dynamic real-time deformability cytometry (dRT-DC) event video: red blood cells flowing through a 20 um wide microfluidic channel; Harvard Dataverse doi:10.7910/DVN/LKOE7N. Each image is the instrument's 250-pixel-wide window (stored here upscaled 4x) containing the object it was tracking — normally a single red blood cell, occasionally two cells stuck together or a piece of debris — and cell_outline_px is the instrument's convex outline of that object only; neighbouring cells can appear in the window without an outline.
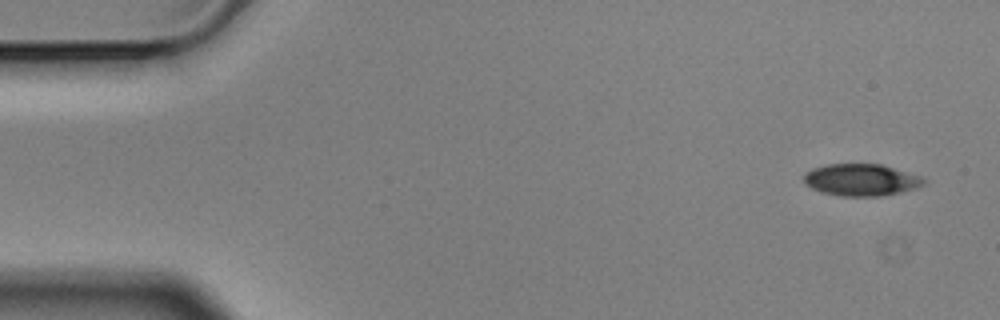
{"species": "Egyptian fruit bat (a non-hibernating species)", "species_latin": "Rousettus aegyptiacus", "temperature_condition": "cold", "stored_images_in_passage": 7, "camera_frame_rate_fps": 3000, "um_per_image_px": 0.085, "animal": {"sex": "male"}, "frame": {"image": 1, "passage_image": 1, "time_ms": 0.0, "image_size_px": [1000, 320], "cell_outline_px": [[928, 180], [924, 184], [916, 188], [900, 192], [880, 196], [840, 196], [820, 192], [804, 184], [804, 172], [812, 168], [828, 164], [880, 164], [924, 176]], "centroid_in_image_um": [73.21, 15.29], "position_along_channel_um": 11.8, "area_um2": 22.6}}
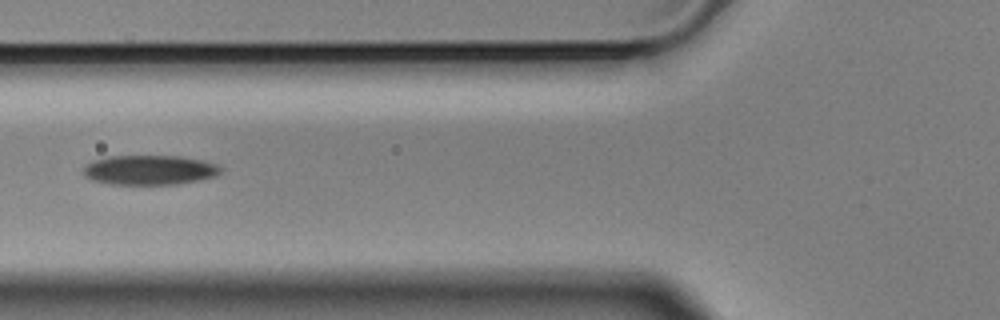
{"frame": {"image": 2, "passage_image": 6, "time_ms": 1.667, "image_size_px": [1000, 320], "cell_outline_px": [[224, 168], [216, 176], [176, 184], [112, 184], [92, 180], [84, 176], [84, 168], [92, 160], [108, 156], [180, 156], [204, 160], [216, 164]], "centroid_in_image_um": [12.73, 14.44], "position_along_channel_um": 113.1, "area_um2": 23.7}}
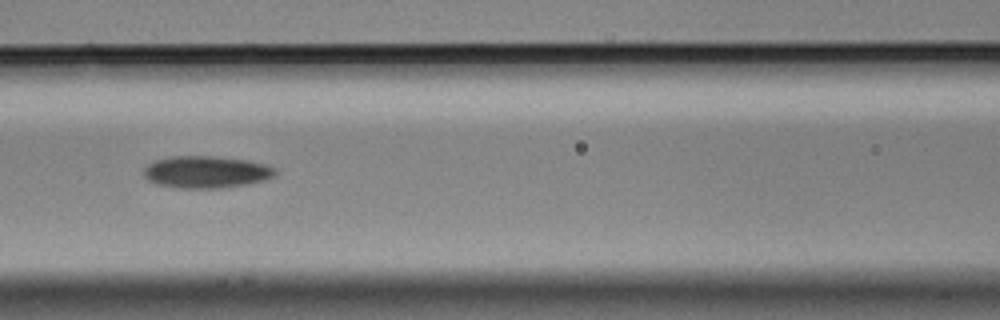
{"frame": {"image": 3, "passage_image": 7, "time_ms": 2.0, "image_size_px": [1000, 320], "cell_outline_px": [[276, 172], [272, 176], [264, 180], [248, 184], [224, 188], [180, 188], [156, 184], [148, 180], [144, 176], [144, 168], [148, 164], [156, 160], [172, 156], [212, 156], [248, 160], [268, 164], [276, 168]], "centroid_in_image_um": [17.54, 14.62], "position_along_channel_um": 149.1, "area_um2": 24.68}}